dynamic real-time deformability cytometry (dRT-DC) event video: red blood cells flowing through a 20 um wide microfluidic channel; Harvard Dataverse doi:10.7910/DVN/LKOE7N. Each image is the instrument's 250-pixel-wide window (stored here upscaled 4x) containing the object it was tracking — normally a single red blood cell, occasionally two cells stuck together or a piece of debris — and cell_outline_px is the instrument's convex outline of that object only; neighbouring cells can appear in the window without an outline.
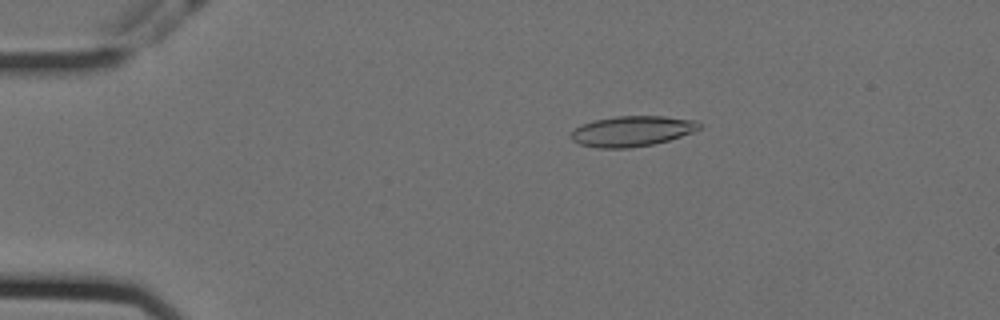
{"species": "Egyptian fruit bat (a non-hibernating species)", "species_latin": "Rousettus aegyptiacus", "temperature_condition": "cold", "stored_images_in_passage": 51, "camera_frame_rate_fps": 3000, "um_per_image_px": 0.085, "animal": {"sex": "female"}, "frame": {"image": 1, "passage_image": 5, "time_ms": 1.333, "image_size_px": [1000, 320], "cell_outline_px": [[704, 124], [700, 128], [692, 132], [668, 140], [652, 144], [628, 148], [596, 148], [580, 144], [572, 140], [572, 132], [576, 128], [584, 124], [596, 120], [616, 116], [664, 116], [696, 120]], "centroid_in_image_um": [53.76, 11.14], "position_along_channel_um": 31.2, "area_um2": 22.54}}
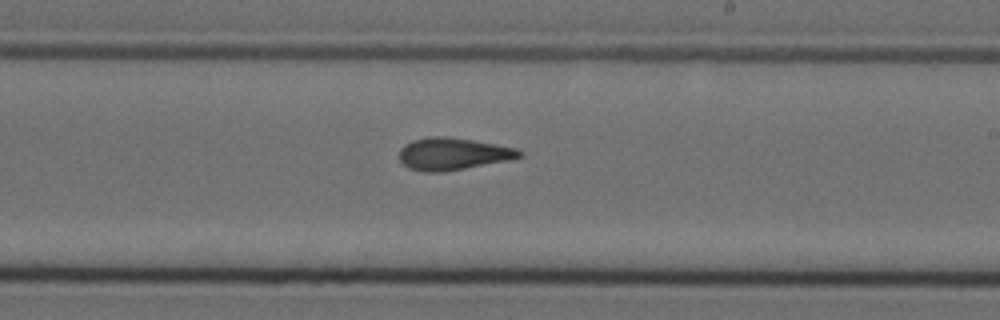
{"frame": {"image": 2, "passage_image": 28, "time_ms": 9.0, "image_size_px": [1000, 320], "cell_outline_px": [[524, 156], [512, 160], [444, 172], [424, 172], [408, 168], [400, 160], [400, 148], [404, 144], [412, 140], [428, 136], [444, 136], [472, 140], [496, 144], [516, 148], [524, 152]], "centroid_in_image_um": [38.53, 13.08], "position_along_channel_um": 250.5, "area_um2": 22.83}}
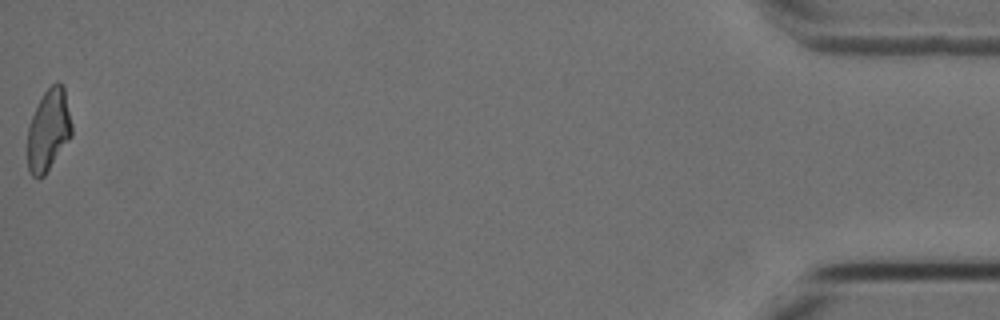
{"frame": {"image": 3, "passage_image": 51, "time_ms": 16.667, "image_size_px": [1000, 320], "cell_outline_px": [[72, 136], [44, 176], [40, 180], [32, 176], [28, 168], [28, 128], [32, 116], [44, 92], [56, 80], [64, 88], [72, 124]], "centroid_in_image_um": [4.13, 11.09], "position_along_channel_um": 431.1, "area_um2": 20.98}, "authors_computed_cell_mechanics": {"area_um2": 22.1952, "velocity_mm_per_s": 3.5672, "shape_relaxation_time_tau1_ms": 8.8999, "shape_relaxation_time_tau2_ms": 3.0066, "deformation_change_tau1": 0.2216, "deformation_change_tau2": 0.1004}}